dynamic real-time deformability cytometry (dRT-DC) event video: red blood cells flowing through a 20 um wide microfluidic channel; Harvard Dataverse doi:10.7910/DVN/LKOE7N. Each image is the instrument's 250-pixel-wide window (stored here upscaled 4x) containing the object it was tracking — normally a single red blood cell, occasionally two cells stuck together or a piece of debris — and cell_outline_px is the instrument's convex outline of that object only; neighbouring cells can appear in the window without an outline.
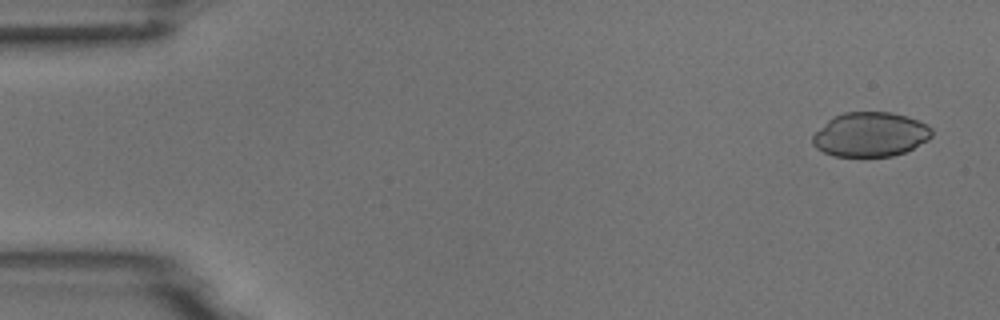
{"species": "common noctule bat (a hibernating species)", "species_latin": "Nyctalus noctula", "temperature_condition": "room temperature", "stored_images_in_passage": 6, "camera_frame_rate_fps": 3000, "um_per_image_px": 0.085, "animal": {"sex": "male", "body_mass_g": 18.8}, "frame": {"image": 1, "passage_image": 1, "time_ms": 0.0, "image_size_px": [1000, 320], "cell_outline_px": [[932, 136], [928, 140], [904, 152], [892, 156], [832, 156], [816, 148], [812, 144], [812, 136], [832, 116], [844, 112], [892, 112], [908, 116], [928, 124], [932, 128]], "centroid_in_image_um": [73.99, 11.42], "position_along_channel_um": 11.0, "area_um2": 30.98}}